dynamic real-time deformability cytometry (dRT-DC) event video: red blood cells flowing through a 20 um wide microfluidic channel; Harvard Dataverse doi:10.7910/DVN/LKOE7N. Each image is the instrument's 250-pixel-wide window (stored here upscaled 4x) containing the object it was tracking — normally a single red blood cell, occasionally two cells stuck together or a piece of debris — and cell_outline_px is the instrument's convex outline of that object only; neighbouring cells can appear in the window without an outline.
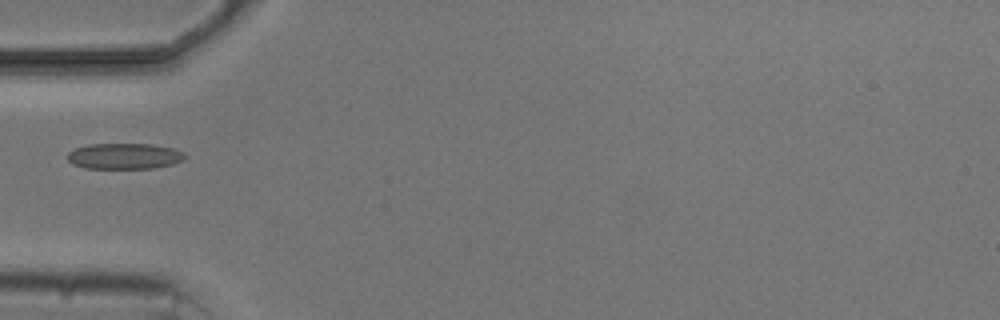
{"species": "common noctule bat (a hibernating species)", "species_latin": "Nyctalus noctula", "temperature_condition": "cold", "stored_images_in_passage": 5, "camera_frame_rate_fps": 3000, "um_per_image_px": 0.085, "animal": {"sex": "male", "body_mass_g": 20.5, "forearm_length_mm": 52.5}, "frame": {"image": 1, "passage_image": 4, "time_ms": 4.667, "image_size_px": [1000, 320], "cell_outline_px": [[184, 156], [180, 160], [172, 164], [152, 168], [84, 168], [72, 164], [68, 160], [68, 152], [76, 148], [88, 144], [152, 144], [172, 148], [184, 152]], "centroid_in_image_um": [10.52, 13.27], "position_along_channel_um": 74.5, "area_um2": 17.51}}
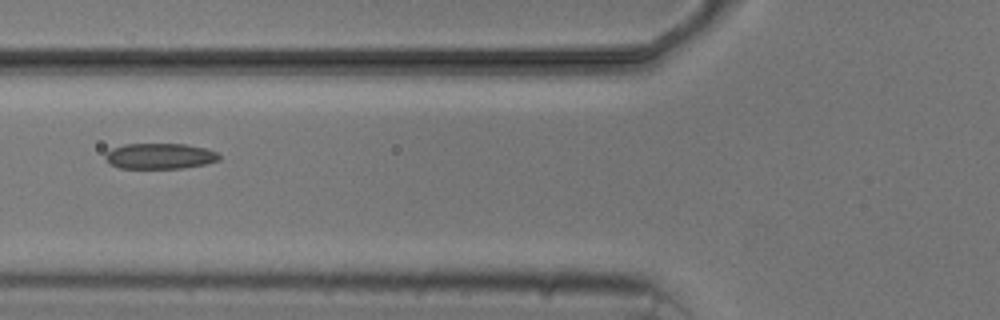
{"frame": {"image": 2, "passage_image": 5, "time_ms": 5.667, "image_size_px": [1000, 320], "cell_outline_px": [[220, 160], [204, 164], [184, 168], [120, 168], [108, 164], [104, 156], [104, 152], [112, 148], [124, 144], [184, 144], [208, 148], [216, 152], [220, 156]], "centroid_in_image_um": [13.55, 13.26], "position_along_channel_um": 112.2, "area_um2": 17.22}}